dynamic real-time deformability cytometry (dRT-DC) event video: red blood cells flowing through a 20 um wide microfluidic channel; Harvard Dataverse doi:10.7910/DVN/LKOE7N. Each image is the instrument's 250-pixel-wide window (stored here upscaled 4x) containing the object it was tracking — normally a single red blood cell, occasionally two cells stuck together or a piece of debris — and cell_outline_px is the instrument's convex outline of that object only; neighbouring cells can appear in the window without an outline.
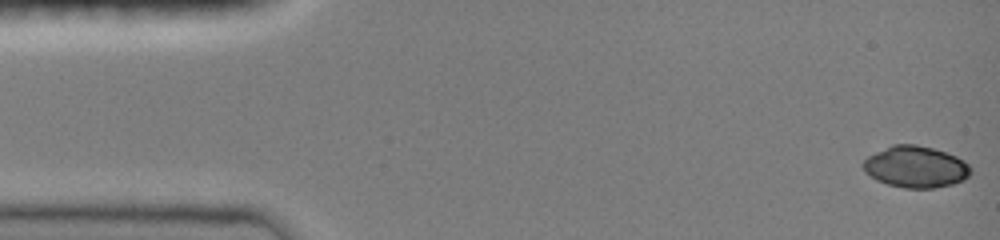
{"species": "common noctule bat (a hibernating species)", "species_latin": "Nyctalus noctula", "temperature_condition": "room temperature", "stored_images_in_passage": 36, "camera_frame_rate_fps": 3000, "um_per_image_px": 0.085, "animal": {"sex": "female", "body_mass_g": 19.0, "forearm_length_mm": 51.5}, "frame": {"image": 1, "passage_image": 1, "time_ms": 0.0, "image_size_px": [1000, 240], "cell_outline_px": [[972, 172], [964, 180], [952, 184], [932, 188], [904, 188], [888, 184], [876, 180], [864, 172], [860, 164], [868, 156], [892, 144], [916, 144], [932, 148], [956, 156], [964, 160], [972, 168]], "centroid_in_image_um": [77.81, 14.18], "position_along_channel_um": 7.2, "area_um2": 26.18}}
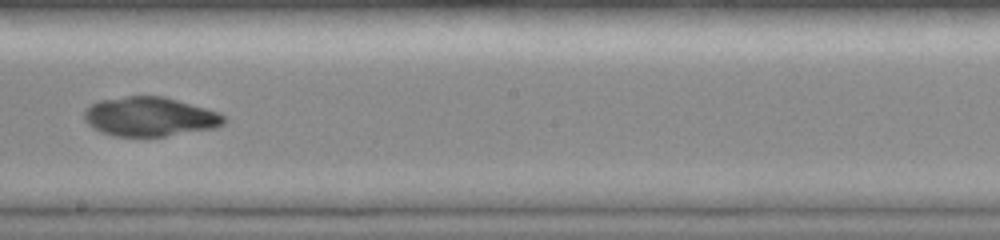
{"frame": {"image": 2, "passage_image": 21, "time_ms": 8.667, "image_size_px": [1000, 240], "cell_outline_px": [[228, 120], [224, 124], [216, 128], [164, 136], [116, 136], [100, 132], [92, 128], [84, 120], [84, 112], [92, 104], [100, 100], [124, 96], [164, 96], [220, 112]], "centroid_in_image_um": [12.76, 9.92], "position_along_channel_um": 235.4, "area_um2": 32.08}}
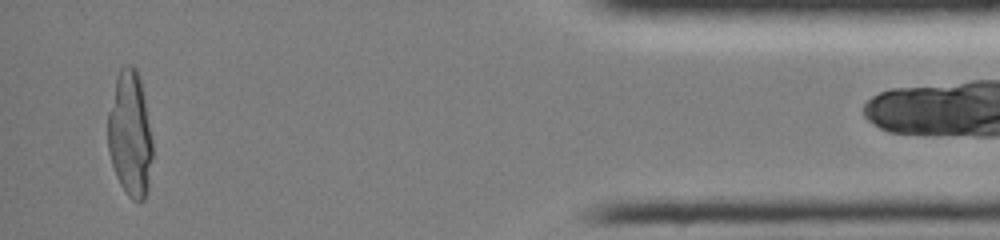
{"frame": {"image": 3, "passage_image": 35, "time_ms": 14.667, "image_size_px": [1000, 240], "cell_outline_px": [[152, 156], [148, 192], [144, 200], [132, 200], [128, 196], [120, 184], [116, 176], [108, 152], [108, 112], [116, 80], [120, 68], [124, 64], [128, 64], [136, 68], [140, 76], [152, 140]], "centroid_in_image_um": [11.05, 11.42], "position_along_channel_um": 424.1, "area_um2": 32.71}}